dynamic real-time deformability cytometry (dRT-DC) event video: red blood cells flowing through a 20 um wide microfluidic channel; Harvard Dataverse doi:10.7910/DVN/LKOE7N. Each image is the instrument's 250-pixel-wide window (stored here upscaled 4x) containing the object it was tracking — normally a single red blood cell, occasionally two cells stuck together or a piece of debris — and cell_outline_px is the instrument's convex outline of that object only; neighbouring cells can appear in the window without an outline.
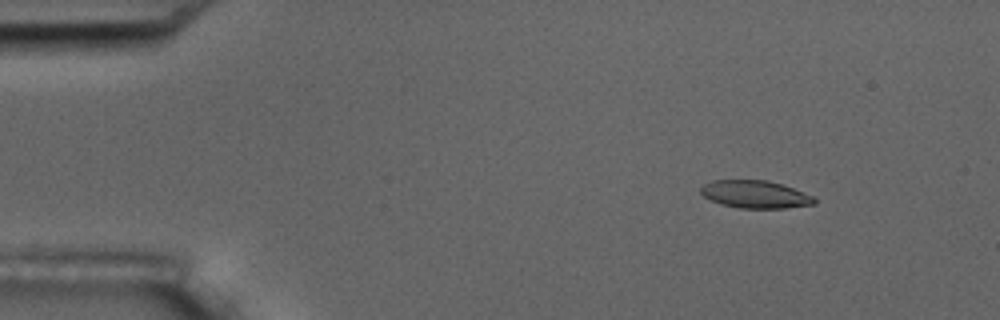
{"species": "common noctule bat (a hibernating species)", "species_latin": "Nyctalus noctula", "temperature_condition": "room temperature", "stored_images_in_passage": 4, "camera_frame_rate_fps": 3000, "um_per_image_px": 0.085, "animal": {"sex": "male", "body_mass_g": 17.5, "forearm_length_mm": 52.3}, "frame": {"image": 1, "passage_image": 2, "time_ms": 1.333, "image_size_px": [1000, 320], "cell_outline_px": [[816, 204], [784, 208], [740, 208], [720, 204], [704, 196], [700, 192], [700, 188], [704, 184], [712, 180], [768, 180], [792, 188], [812, 196], [816, 200]], "centroid_in_image_um": [64.17, 16.52], "position_along_channel_um": 20.8, "area_um2": 18.15}}
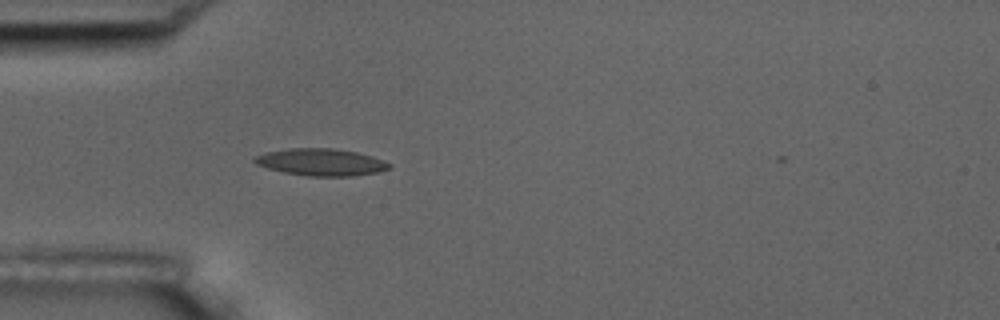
{"frame": {"image": 2, "passage_image": 4, "time_ms": 4.667, "image_size_px": [1000, 320], "cell_outline_px": [[392, 168], [376, 172], [356, 176], [308, 176], [284, 172], [268, 168], [256, 164], [252, 160], [256, 156], [268, 152], [288, 148], [332, 148], [356, 152], [372, 156], [384, 160], [392, 164]], "centroid_in_image_um": [27.33, 13.78], "position_along_channel_um": 57.7, "area_um2": 21.21}}